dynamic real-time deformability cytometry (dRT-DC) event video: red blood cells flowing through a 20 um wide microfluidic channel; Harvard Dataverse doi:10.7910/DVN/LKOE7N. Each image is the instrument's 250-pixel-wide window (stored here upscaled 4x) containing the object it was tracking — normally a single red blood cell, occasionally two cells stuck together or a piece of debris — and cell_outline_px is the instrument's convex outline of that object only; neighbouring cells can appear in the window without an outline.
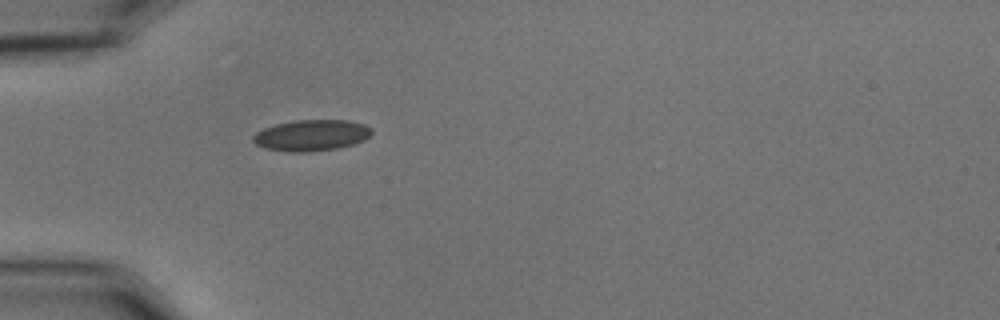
{"species": "common noctule bat (a hibernating species)", "species_latin": "Nyctalus noctula", "temperature_condition": "cold", "stored_images_in_passage": 30, "camera_frame_rate_fps": 3000, "um_per_image_px": 0.085, "animal": {"sex": "male", "body_mass_g": 15.6}, "frame": {"image": 1, "passage_image": 1, "time_ms": 0.0, "image_size_px": [1000, 320], "cell_outline_px": [[372, 132], [364, 140], [352, 144], [336, 148], [308, 152], [288, 152], [264, 148], [256, 144], [252, 140], [252, 136], [256, 132], [264, 128], [276, 124], [296, 120], [348, 120], [364, 124], [372, 128]], "centroid_in_image_um": [26.45, 11.5], "position_along_channel_um": 58.6, "area_um2": 21.5}}
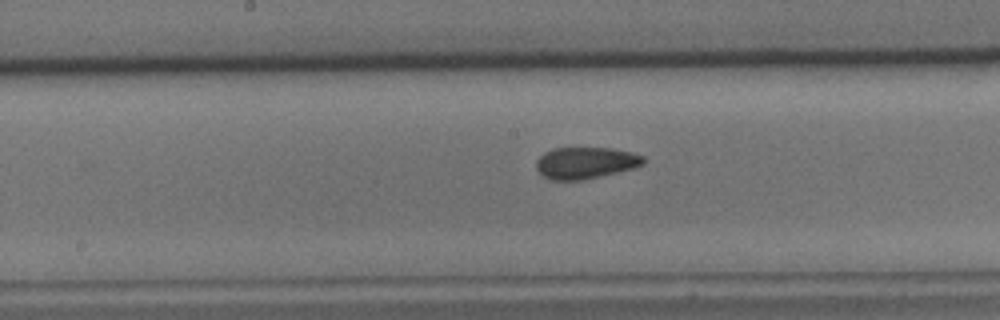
{"frame": {"image": 2, "passage_image": 13, "time_ms": 4.0, "image_size_px": [1000, 320], "cell_outline_px": [[644, 164], [636, 168], [584, 180], [552, 180], [544, 176], [536, 168], [536, 160], [544, 152], [552, 148], [612, 148], [644, 156]], "centroid_in_image_um": [49.77, 13.85], "position_along_channel_um": 198.4, "area_um2": 19.83}}
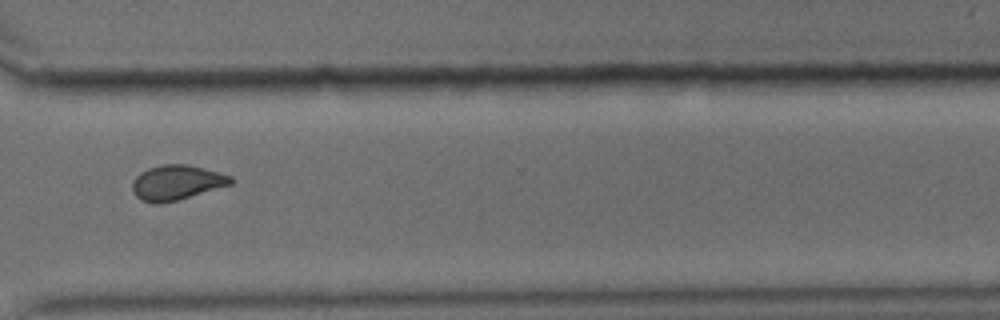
{"frame": {"image": 3, "passage_image": 26, "time_ms": 8.333, "image_size_px": [1000, 320], "cell_outline_px": [[236, 180], [232, 184], [176, 200], [160, 204], [156, 204], [140, 200], [132, 192], [132, 180], [140, 172], [148, 168], [164, 164], [188, 164], [232, 176]], "centroid_in_image_um": [14.99, 15.51], "position_along_channel_um": 355.6, "area_um2": 20.06}, "authors_computed_cell_mechanics": {"area_um2": 20.0277, "velocity_mm_per_s": 3.6277, "shape_relaxation_time_tau1_ms": 9.8853, "shape_relaxation_time_tau2_ms": 1.7115, "deformation_change_tau1": 0.1707, "deformation_change_tau2": 0.0546}}